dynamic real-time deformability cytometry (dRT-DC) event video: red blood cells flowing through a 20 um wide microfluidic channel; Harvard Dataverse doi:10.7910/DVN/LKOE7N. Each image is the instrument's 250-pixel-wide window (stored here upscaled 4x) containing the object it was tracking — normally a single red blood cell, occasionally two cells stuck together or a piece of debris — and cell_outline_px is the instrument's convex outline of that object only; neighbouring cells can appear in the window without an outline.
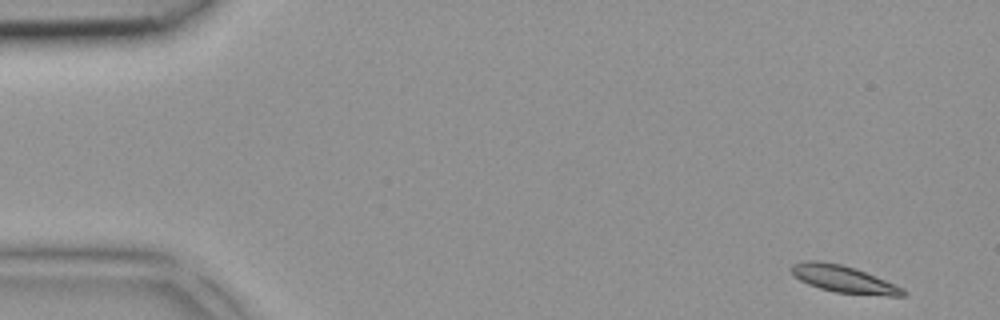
{"species": "common noctule bat (a hibernating species)", "species_latin": "Nyctalus noctula", "temperature_condition": "room temperature", "stored_images_in_passage": 4, "camera_frame_rate_fps": 3000, "um_per_image_px": 0.085, "animal": {"sex": "female", "body_mass_g": 18.4}, "frame": {"image": 1, "passage_image": 1, "time_ms": 0.0, "image_size_px": [1000, 320], "cell_outline_px": [[908, 292], [904, 296], [888, 296], [836, 292], [820, 288], [808, 284], [800, 280], [788, 268], [792, 264], [808, 260], [816, 260], [840, 264], [856, 268], [904, 288]], "centroid_in_image_um": [71.72, 23.72], "position_along_channel_um": 13.3, "area_um2": 17.57}}
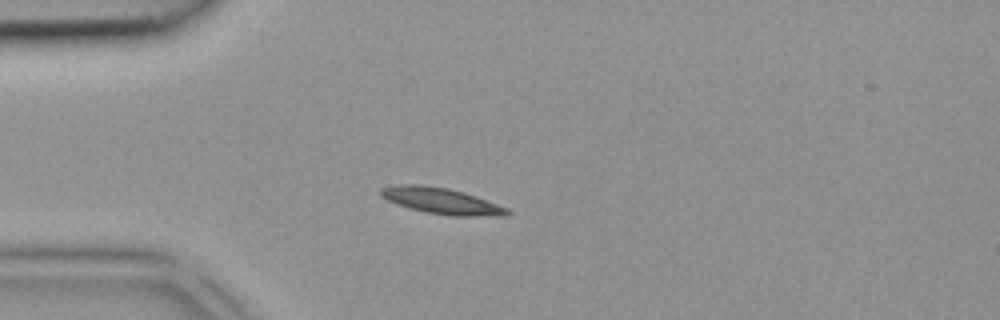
{"frame": {"image": 2, "passage_image": 3, "time_ms": 0.667, "image_size_px": [1000, 320], "cell_outline_px": [[512, 212], [508, 216], [452, 216], [428, 212], [396, 204], [380, 196], [380, 188], [396, 184], [424, 184], [448, 188], [464, 192], [476, 196], [508, 208]], "centroid_in_image_um": [37.54, 17.07], "position_along_channel_um": 47.5, "area_um2": 19.36}}
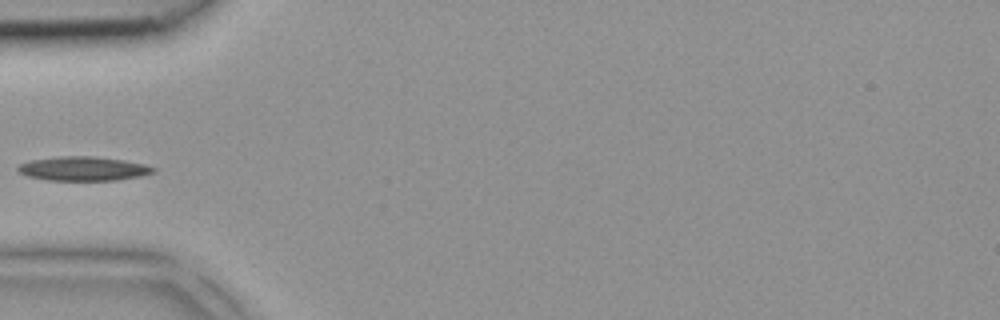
{"frame": {"image": 3, "passage_image": 4, "time_ms": 1.0, "image_size_px": [1000, 320], "cell_outline_px": [[156, 172], [140, 176], [116, 180], [48, 180], [28, 176], [20, 172], [16, 168], [20, 164], [28, 160], [60, 156], [96, 156], [124, 160], [144, 164], [156, 168]], "centroid_in_image_um": [7.09, 14.32], "position_along_channel_um": 77.9, "area_um2": 19.07}}